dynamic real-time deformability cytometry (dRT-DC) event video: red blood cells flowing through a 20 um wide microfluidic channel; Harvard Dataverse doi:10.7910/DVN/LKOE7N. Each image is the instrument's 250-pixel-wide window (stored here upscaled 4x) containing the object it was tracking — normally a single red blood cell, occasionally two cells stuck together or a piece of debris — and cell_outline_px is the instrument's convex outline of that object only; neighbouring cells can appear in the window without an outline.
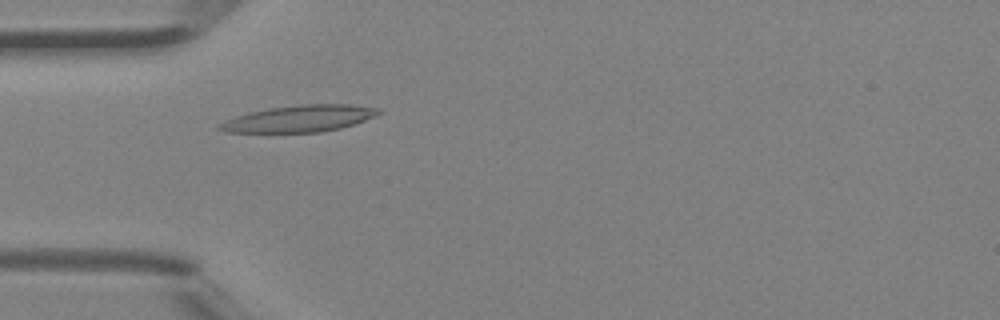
{"species": "Egyptian fruit bat (a non-hibernating species)", "species_latin": "Rousettus aegyptiacus", "temperature_condition": "room temperature", "stored_images_in_passage": 44, "camera_frame_rate_fps": 3000, "um_per_image_px": 0.085, "animal": {"sex": "female"}, "frame": {"image": 1, "passage_image": 11, "time_ms": 3.333, "image_size_px": [1000, 320], "cell_outline_px": [[384, 112], [376, 116], [340, 128], [320, 132], [224, 132], [216, 128], [216, 124], [236, 116], [248, 112], [268, 108], [300, 104], [352, 104], [380, 108]], "centroid_in_image_um": [25.45, 10.07], "position_along_channel_um": 59.6, "area_um2": 24.85}}
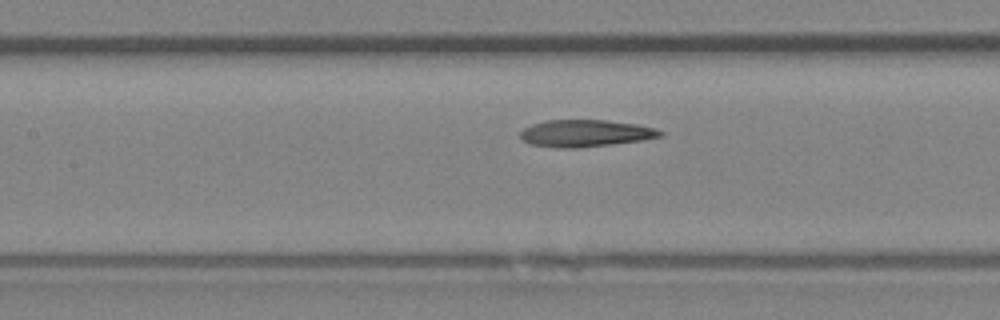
{"frame": {"image": 2, "passage_image": 18, "time_ms": 5.667, "image_size_px": [1000, 320], "cell_outline_px": [[664, 136], [644, 140], [612, 144], [576, 148], [560, 148], [528, 144], [520, 136], [520, 132], [524, 128], [532, 124], [544, 120], [608, 120], [636, 124], [656, 128], [664, 132]], "centroid_in_image_um": [49.79, 11.33], "position_along_channel_um": 157.6, "area_um2": 22.2}}
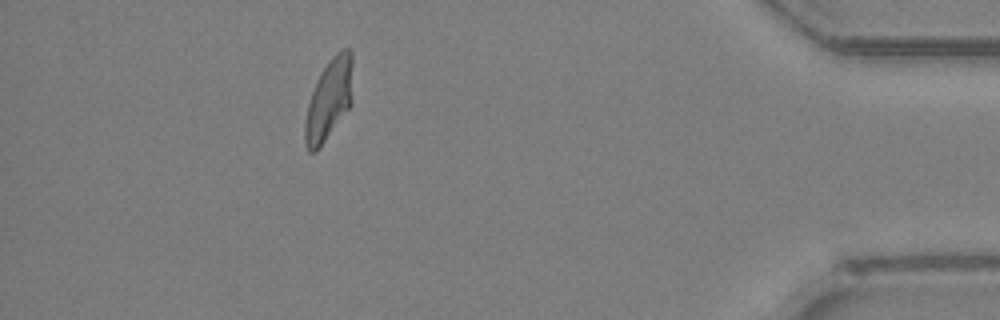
{"frame": {"image": 3, "passage_image": 39, "time_ms": 12.667, "image_size_px": [1000, 320], "cell_outline_px": [[352, 104], [316, 152], [308, 152], [304, 144], [304, 124], [308, 104], [312, 92], [320, 72], [332, 56], [336, 52], [344, 48], [348, 48], [352, 52]], "centroid_in_image_um": [27.96, 8.46], "position_along_channel_um": 407.2, "area_um2": 22.66}, "authors_computed_cell_mechanics": {"area_um2": 22.1374, "velocity_mm_per_s": 4.329, "shape_relaxation_time_tau1_ms": 10.5941, "shape_relaxation_time_tau2_ms": 1.8445, "deformation_change_tau1": 0.3189, "deformation_change_tau2": 0.0983}}